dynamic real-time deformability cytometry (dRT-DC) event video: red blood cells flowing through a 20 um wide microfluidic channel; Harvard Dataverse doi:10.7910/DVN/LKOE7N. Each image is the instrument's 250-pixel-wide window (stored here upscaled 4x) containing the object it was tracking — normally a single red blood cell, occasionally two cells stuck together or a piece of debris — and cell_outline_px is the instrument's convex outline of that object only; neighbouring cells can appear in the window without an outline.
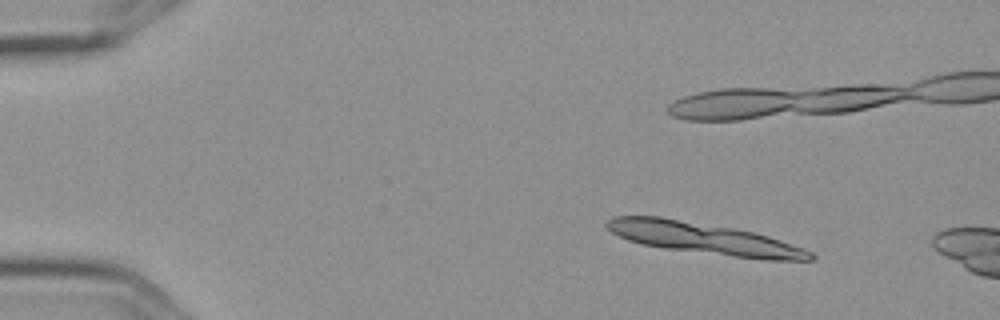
{"species": "Egyptian fruit bat (a non-hibernating species)", "species_latin": "Rousettus aegyptiacus", "temperature_condition": "cold", "stored_images_in_passage": 3, "camera_frame_rate_fps": 3000, "um_per_image_px": 0.085, "frame": {"image": 1, "passage_image": 2, "time_ms": 0.333, "image_size_px": [1000, 320], "cell_outline_px": [[816, 256], [812, 260], [764, 260], [664, 248], [640, 244], [628, 240], [612, 232], [604, 224], [612, 216], [660, 216], [736, 228], [768, 236], [804, 248], [812, 252]], "centroid_in_image_um": [59.85, 20.26], "position_along_channel_um": 25.1, "area_um2": 37.34}}